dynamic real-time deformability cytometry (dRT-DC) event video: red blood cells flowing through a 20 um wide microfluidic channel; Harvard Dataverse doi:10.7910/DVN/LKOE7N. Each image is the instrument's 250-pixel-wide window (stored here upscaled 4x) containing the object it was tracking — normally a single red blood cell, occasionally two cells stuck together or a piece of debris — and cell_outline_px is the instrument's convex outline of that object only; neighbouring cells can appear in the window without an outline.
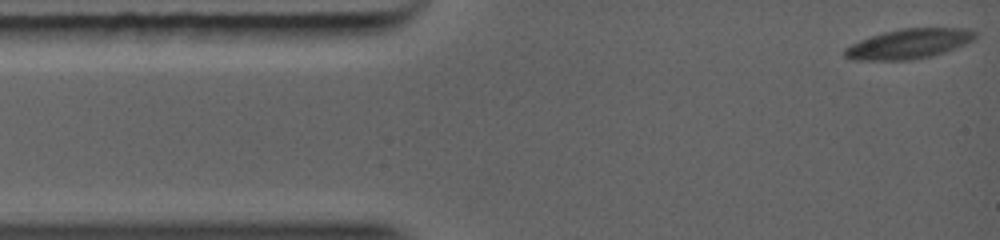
{"species": "common noctule bat (a hibernating species)", "species_latin": "Nyctalus noctula", "temperature_condition": "warm", "stored_images_in_passage": 31, "camera_frame_rate_fps": 5000, "um_per_image_px": 0.085, "animal": {"sex": "female", "body_mass_g": 19.0, "forearm_length_mm": 56.7}, "frame": {"image": 1, "passage_image": 1, "time_ms": 0.0, "image_size_px": [1000, 240], "cell_outline_px": [[976, 36], [972, 40], [956, 48], [932, 56], [912, 60], [852, 60], [844, 56], [844, 48], [860, 40], [884, 32], [900, 28], [968, 28], [976, 32]], "centroid_in_image_um": [77.25, 3.72], "position_along_channel_um": 7.8, "area_um2": 22.66}}
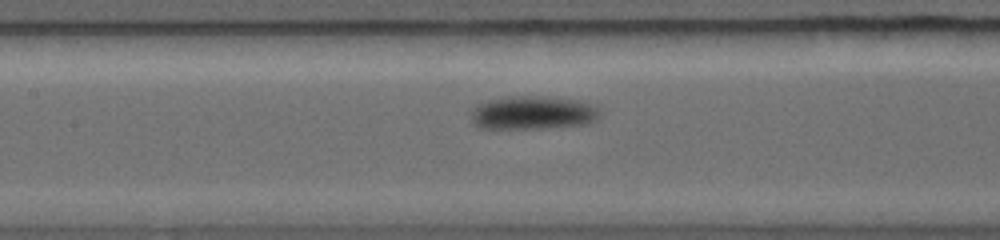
{"frame": {"image": 2, "passage_image": 13, "time_ms": 5.0, "image_size_px": [1000, 240], "cell_outline_px": [[600, 116], [596, 120], [588, 124], [544, 128], [480, 128], [472, 124], [472, 108], [476, 104], [500, 96], [544, 96], [576, 100], [592, 104], [600, 112]], "centroid_in_image_um": [45.26, 9.57], "position_along_channel_um": 162.1, "area_um2": 25.37}}
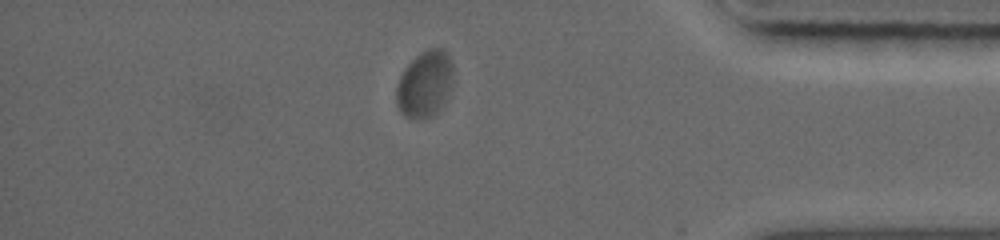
{"frame": {"image": 3, "passage_image": 27, "time_ms": 10.8, "image_size_px": [1000, 240], "cell_outline_px": [[452, 80], [440, 108], [432, 116], [408, 116], [400, 112], [396, 104], [396, 88], [400, 76], [404, 68], [416, 56], [428, 48], [444, 48], [448, 52], [452, 64]], "centroid_in_image_um": [36.09, 7.07], "position_along_channel_um": 399.1, "area_um2": 21.44}}